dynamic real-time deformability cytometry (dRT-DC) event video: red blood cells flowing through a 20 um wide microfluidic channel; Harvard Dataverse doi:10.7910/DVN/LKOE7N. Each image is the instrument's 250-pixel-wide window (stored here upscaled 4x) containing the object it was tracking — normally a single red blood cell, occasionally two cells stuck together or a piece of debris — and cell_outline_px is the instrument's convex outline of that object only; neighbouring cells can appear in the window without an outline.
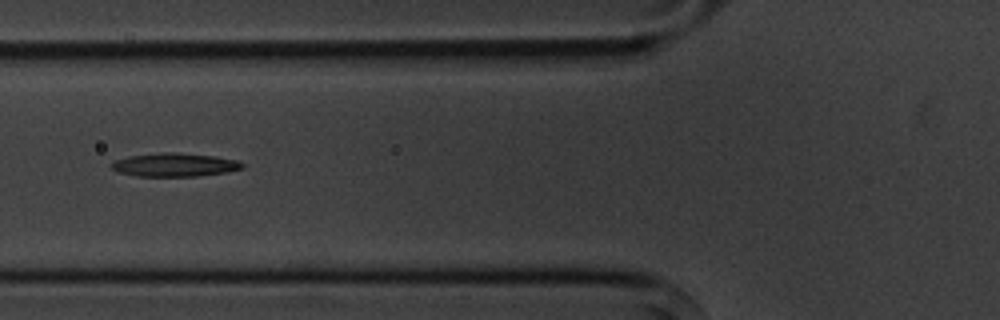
{"species": "common noctule bat (a hibernating species)", "species_latin": "Nyctalus noctula", "temperature_condition": "cold", "stored_images_in_passage": 10, "camera_frame_rate_fps": 3000, "um_per_image_px": 0.085, "animal": {"sex": "male", "body_mass_g": 20.1, "forearm_length_mm": 53.5}, "frame": {"image": 1, "passage_image": 6, "time_ms": 6.0, "image_size_px": [1000, 320], "cell_outline_px": [[244, 168], [228, 172], [196, 176], [136, 176], [116, 172], [108, 164], [116, 160], [128, 156], [164, 152], [172, 152], [216, 156], [236, 160], [244, 164]], "centroid_in_image_um": [14.82, 14.01], "position_along_channel_um": 111.0, "area_um2": 17.98}}
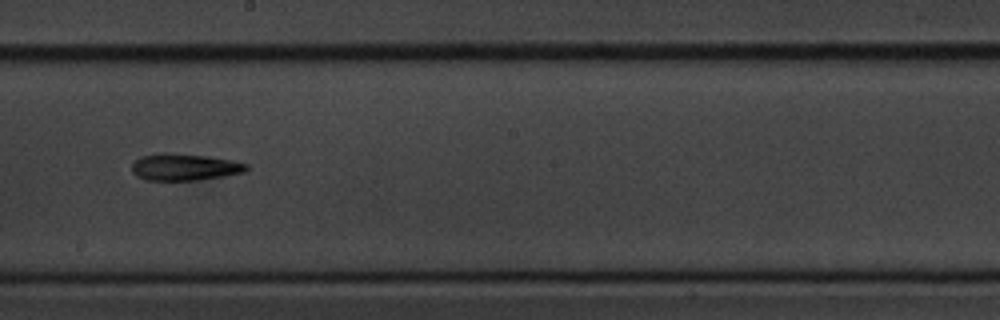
{"frame": {"image": 2, "passage_image": 9, "time_ms": 9.333, "image_size_px": [1000, 320], "cell_outline_px": [[248, 168], [244, 172], [224, 176], [200, 180], [144, 180], [136, 176], [132, 172], [132, 164], [140, 156], [164, 152], [204, 156], [232, 160], [248, 164]], "centroid_in_image_um": [15.66, 14.2], "position_along_channel_um": 232.5, "area_um2": 17.92}}
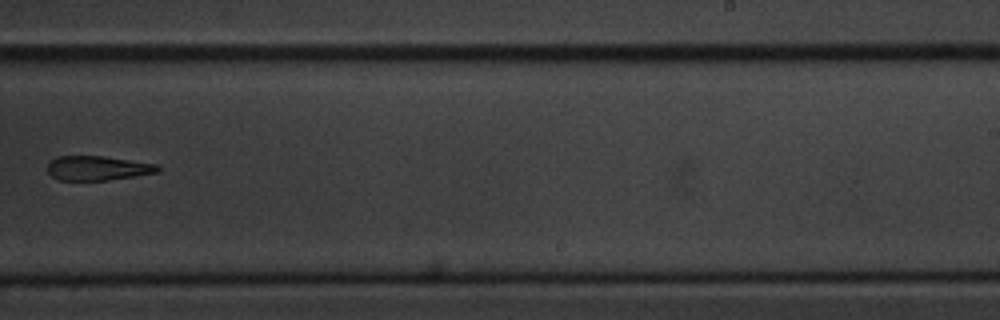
{"frame": {"image": 3, "passage_image": 10, "time_ms": 10.667, "image_size_px": [1000, 320], "cell_outline_px": [[160, 172], [136, 176], [108, 180], [60, 180], [52, 176], [48, 172], [48, 160], [60, 156], [104, 156], [160, 164]], "centroid_in_image_um": [8.34, 14.28], "position_along_channel_um": 280.7, "area_um2": 15.9}}